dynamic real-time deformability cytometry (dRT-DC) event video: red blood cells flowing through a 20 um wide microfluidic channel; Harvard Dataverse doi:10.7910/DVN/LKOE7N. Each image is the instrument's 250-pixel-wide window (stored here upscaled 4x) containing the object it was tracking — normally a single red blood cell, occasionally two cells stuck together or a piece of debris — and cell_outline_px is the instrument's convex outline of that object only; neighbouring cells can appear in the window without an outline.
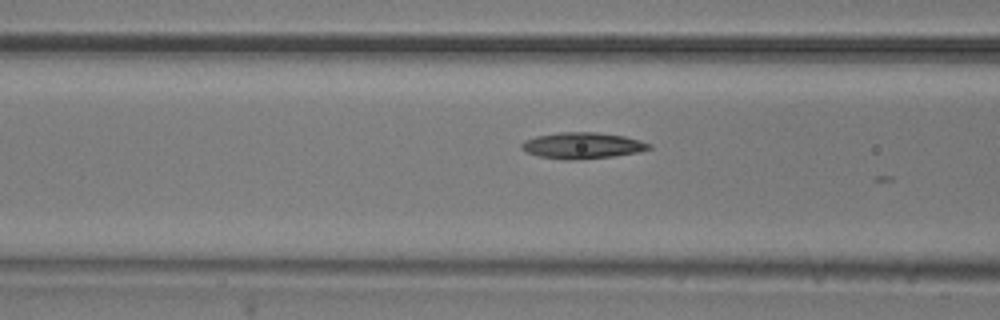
{"species": "common noctule bat (a hibernating species)", "species_latin": "Nyctalus noctula", "temperature_condition": "room temperature", "stored_images_in_passage": 13, "camera_frame_rate_fps": 3000, "um_per_image_px": 0.085, "animal": {"sex": "male", "body_mass_g": 20.5, "forearm_length_mm": 52.5}, "frame": {"image": 1, "passage_image": 11, "time_ms": 3.333, "image_size_px": [1000, 320], "cell_outline_px": [[652, 148], [640, 152], [616, 156], [568, 160], [564, 160], [540, 156], [528, 152], [520, 148], [520, 144], [524, 140], [536, 136], [560, 132], [596, 132], [624, 136], [640, 140], [652, 144]], "centroid_in_image_um": [49.53, 12.37], "position_along_channel_um": 117.1, "area_um2": 19.54}}